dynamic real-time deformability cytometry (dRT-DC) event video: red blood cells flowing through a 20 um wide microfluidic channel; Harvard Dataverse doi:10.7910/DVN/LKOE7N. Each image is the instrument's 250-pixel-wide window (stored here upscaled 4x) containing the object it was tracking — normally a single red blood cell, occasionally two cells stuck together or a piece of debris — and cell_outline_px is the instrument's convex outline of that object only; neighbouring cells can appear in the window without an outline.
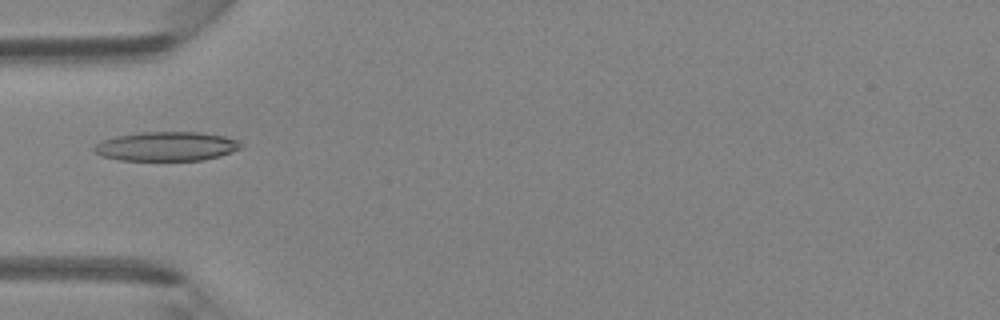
{"species": "Egyptian fruit bat (a non-hibernating species)", "species_latin": "Rousettus aegyptiacus", "temperature_condition": "room temperature", "stored_images_in_passage": 45, "camera_frame_rate_fps": 3000, "um_per_image_px": 0.085, "animal": {"sex": "female"}, "frame": {"image": 1, "passage_image": 15, "time_ms": 4.667, "image_size_px": [1000, 320], "cell_outline_px": [[244, 148], [220, 156], [204, 160], [120, 160], [100, 156], [92, 152], [92, 148], [96, 144], [104, 140], [116, 136], [140, 132], [200, 132], [224, 136], [236, 140]], "centroid_in_image_um": [14.13, 12.44], "position_along_channel_um": 70.9, "area_um2": 25.09}}
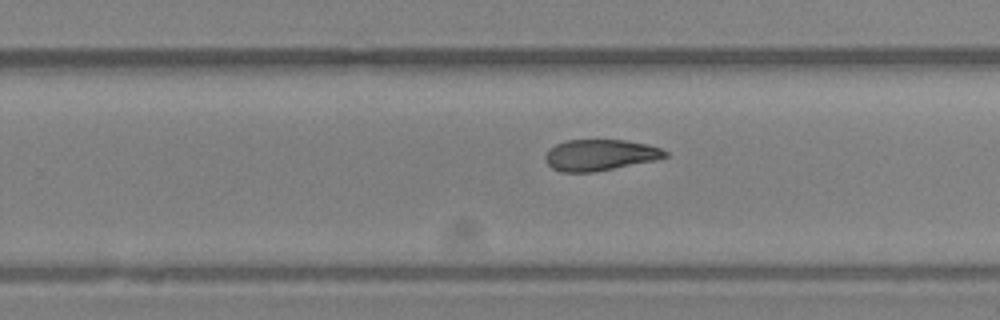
{"frame": {"image": 2, "passage_image": 29, "time_ms": 9.333, "image_size_px": [1000, 320], "cell_outline_px": [[668, 156], [656, 160], [592, 172], [560, 172], [552, 168], [544, 160], [544, 156], [548, 148], [556, 144], [568, 140], [624, 140], [648, 144], [660, 148], [668, 152]], "centroid_in_image_um": [50.97, 13.17], "position_along_channel_um": 278.8, "area_um2": 21.79}}
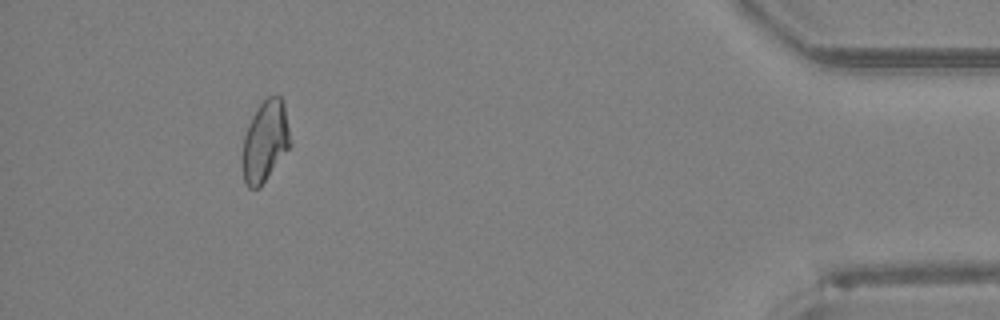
{"frame": {"image": 3, "passage_image": 42, "time_ms": 13.667, "image_size_px": [1000, 320], "cell_outline_px": [[292, 144], [260, 188], [248, 188], [244, 180], [244, 136], [252, 116], [260, 104], [268, 96], [280, 96], [284, 104]], "centroid_in_image_um": [22.57, 12.0], "position_along_channel_um": 412.6, "area_um2": 22.2}}